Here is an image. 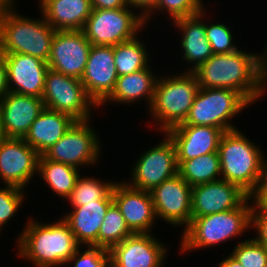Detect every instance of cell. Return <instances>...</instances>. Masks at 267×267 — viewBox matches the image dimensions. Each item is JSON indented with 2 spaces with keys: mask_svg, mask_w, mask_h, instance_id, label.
Segmentation results:
<instances>
[{
  "mask_svg": "<svg viewBox=\"0 0 267 267\" xmlns=\"http://www.w3.org/2000/svg\"><path fill=\"white\" fill-rule=\"evenodd\" d=\"M193 73L199 87L231 89L251 104L265 93L266 81L260 76L258 54L239 49L228 54H213Z\"/></svg>",
  "mask_w": 267,
  "mask_h": 267,
  "instance_id": "1",
  "label": "cell"
},
{
  "mask_svg": "<svg viewBox=\"0 0 267 267\" xmlns=\"http://www.w3.org/2000/svg\"><path fill=\"white\" fill-rule=\"evenodd\" d=\"M27 223L18 238V255L34 267L64 266L81 246L62 218L51 224L31 219Z\"/></svg>",
  "mask_w": 267,
  "mask_h": 267,
  "instance_id": "2",
  "label": "cell"
},
{
  "mask_svg": "<svg viewBox=\"0 0 267 267\" xmlns=\"http://www.w3.org/2000/svg\"><path fill=\"white\" fill-rule=\"evenodd\" d=\"M238 129L224 132L219 141L221 179L251 196L257 189L266 160L260 148Z\"/></svg>",
  "mask_w": 267,
  "mask_h": 267,
  "instance_id": "3",
  "label": "cell"
},
{
  "mask_svg": "<svg viewBox=\"0 0 267 267\" xmlns=\"http://www.w3.org/2000/svg\"><path fill=\"white\" fill-rule=\"evenodd\" d=\"M12 9L13 5L0 13V54H28L47 62L56 30L44 16L33 20Z\"/></svg>",
  "mask_w": 267,
  "mask_h": 267,
  "instance_id": "4",
  "label": "cell"
},
{
  "mask_svg": "<svg viewBox=\"0 0 267 267\" xmlns=\"http://www.w3.org/2000/svg\"><path fill=\"white\" fill-rule=\"evenodd\" d=\"M249 196L238 208L221 213L192 218L184 229L181 251L211 247L240 236L251 227L253 204Z\"/></svg>",
  "mask_w": 267,
  "mask_h": 267,
  "instance_id": "5",
  "label": "cell"
},
{
  "mask_svg": "<svg viewBox=\"0 0 267 267\" xmlns=\"http://www.w3.org/2000/svg\"><path fill=\"white\" fill-rule=\"evenodd\" d=\"M185 72L157 80L149 111L161 132L183 123L193 105L199 84L193 72Z\"/></svg>",
  "mask_w": 267,
  "mask_h": 267,
  "instance_id": "6",
  "label": "cell"
},
{
  "mask_svg": "<svg viewBox=\"0 0 267 267\" xmlns=\"http://www.w3.org/2000/svg\"><path fill=\"white\" fill-rule=\"evenodd\" d=\"M249 105L250 102L234 90L199 87L187 118L178 125L212 126L223 132L235 130L230 119Z\"/></svg>",
  "mask_w": 267,
  "mask_h": 267,
  "instance_id": "7",
  "label": "cell"
},
{
  "mask_svg": "<svg viewBox=\"0 0 267 267\" xmlns=\"http://www.w3.org/2000/svg\"><path fill=\"white\" fill-rule=\"evenodd\" d=\"M92 9L82 29L92 45L114 46L137 36L146 24L144 18L129 9Z\"/></svg>",
  "mask_w": 267,
  "mask_h": 267,
  "instance_id": "8",
  "label": "cell"
},
{
  "mask_svg": "<svg viewBox=\"0 0 267 267\" xmlns=\"http://www.w3.org/2000/svg\"><path fill=\"white\" fill-rule=\"evenodd\" d=\"M42 100L48 109L70 116L75 121L90 118V110L98 107L87 95L79 78L48 69Z\"/></svg>",
  "mask_w": 267,
  "mask_h": 267,
  "instance_id": "9",
  "label": "cell"
},
{
  "mask_svg": "<svg viewBox=\"0 0 267 267\" xmlns=\"http://www.w3.org/2000/svg\"><path fill=\"white\" fill-rule=\"evenodd\" d=\"M89 120L75 121L66 133L43 155L51 161L76 169L99 160L100 141ZM98 159V160H97Z\"/></svg>",
  "mask_w": 267,
  "mask_h": 267,
  "instance_id": "10",
  "label": "cell"
},
{
  "mask_svg": "<svg viewBox=\"0 0 267 267\" xmlns=\"http://www.w3.org/2000/svg\"><path fill=\"white\" fill-rule=\"evenodd\" d=\"M165 136L160 144L145 151L137 159L131 171L132 183H127L129 186L151 191L163 181L178 174L175 145L167 134Z\"/></svg>",
  "mask_w": 267,
  "mask_h": 267,
  "instance_id": "11",
  "label": "cell"
},
{
  "mask_svg": "<svg viewBox=\"0 0 267 267\" xmlns=\"http://www.w3.org/2000/svg\"><path fill=\"white\" fill-rule=\"evenodd\" d=\"M155 214L173 226L189 225L192 220V187L179 175L163 181L150 191Z\"/></svg>",
  "mask_w": 267,
  "mask_h": 267,
  "instance_id": "12",
  "label": "cell"
},
{
  "mask_svg": "<svg viewBox=\"0 0 267 267\" xmlns=\"http://www.w3.org/2000/svg\"><path fill=\"white\" fill-rule=\"evenodd\" d=\"M91 46L82 30L55 31L48 66L66 76L81 79Z\"/></svg>",
  "mask_w": 267,
  "mask_h": 267,
  "instance_id": "13",
  "label": "cell"
},
{
  "mask_svg": "<svg viewBox=\"0 0 267 267\" xmlns=\"http://www.w3.org/2000/svg\"><path fill=\"white\" fill-rule=\"evenodd\" d=\"M114 46L92 45L80 79L87 95L99 107L114 91L117 82Z\"/></svg>",
  "mask_w": 267,
  "mask_h": 267,
  "instance_id": "14",
  "label": "cell"
},
{
  "mask_svg": "<svg viewBox=\"0 0 267 267\" xmlns=\"http://www.w3.org/2000/svg\"><path fill=\"white\" fill-rule=\"evenodd\" d=\"M151 233H133L110 251V267H162L167 250ZM165 257V258H164Z\"/></svg>",
  "mask_w": 267,
  "mask_h": 267,
  "instance_id": "15",
  "label": "cell"
},
{
  "mask_svg": "<svg viewBox=\"0 0 267 267\" xmlns=\"http://www.w3.org/2000/svg\"><path fill=\"white\" fill-rule=\"evenodd\" d=\"M39 156L23 138H6L0 144L1 180L24 189L37 172Z\"/></svg>",
  "mask_w": 267,
  "mask_h": 267,
  "instance_id": "16",
  "label": "cell"
},
{
  "mask_svg": "<svg viewBox=\"0 0 267 267\" xmlns=\"http://www.w3.org/2000/svg\"><path fill=\"white\" fill-rule=\"evenodd\" d=\"M0 55L7 68L9 92L42 98L48 63L28 54Z\"/></svg>",
  "mask_w": 267,
  "mask_h": 267,
  "instance_id": "17",
  "label": "cell"
},
{
  "mask_svg": "<svg viewBox=\"0 0 267 267\" xmlns=\"http://www.w3.org/2000/svg\"><path fill=\"white\" fill-rule=\"evenodd\" d=\"M249 195L238 185L220 179L192 187V218L238 208Z\"/></svg>",
  "mask_w": 267,
  "mask_h": 267,
  "instance_id": "18",
  "label": "cell"
},
{
  "mask_svg": "<svg viewBox=\"0 0 267 267\" xmlns=\"http://www.w3.org/2000/svg\"><path fill=\"white\" fill-rule=\"evenodd\" d=\"M112 196L133 233H150L156 219L150 191L136 189L125 182H116Z\"/></svg>",
  "mask_w": 267,
  "mask_h": 267,
  "instance_id": "19",
  "label": "cell"
},
{
  "mask_svg": "<svg viewBox=\"0 0 267 267\" xmlns=\"http://www.w3.org/2000/svg\"><path fill=\"white\" fill-rule=\"evenodd\" d=\"M223 133L217 127L198 125H176L165 132L175 145L178 167L189 159L218 152Z\"/></svg>",
  "mask_w": 267,
  "mask_h": 267,
  "instance_id": "20",
  "label": "cell"
},
{
  "mask_svg": "<svg viewBox=\"0 0 267 267\" xmlns=\"http://www.w3.org/2000/svg\"><path fill=\"white\" fill-rule=\"evenodd\" d=\"M44 108L42 98L5 94L0 100V117L6 138H24Z\"/></svg>",
  "mask_w": 267,
  "mask_h": 267,
  "instance_id": "21",
  "label": "cell"
},
{
  "mask_svg": "<svg viewBox=\"0 0 267 267\" xmlns=\"http://www.w3.org/2000/svg\"><path fill=\"white\" fill-rule=\"evenodd\" d=\"M113 200H95L83 206L73 207V211L62 218L74 234L76 241L85 246L98 247V232L108 208Z\"/></svg>",
  "mask_w": 267,
  "mask_h": 267,
  "instance_id": "22",
  "label": "cell"
},
{
  "mask_svg": "<svg viewBox=\"0 0 267 267\" xmlns=\"http://www.w3.org/2000/svg\"><path fill=\"white\" fill-rule=\"evenodd\" d=\"M42 16L56 31L82 30L91 15V0H39Z\"/></svg>",
  "mask_w": 267,
  "mask_h": 267,
  "instance_id": "23",
  "label": "cell"
},
{
  "mask_svg": "<svg viewBox=\"0 0 267 267\" xmlns=\"http://www.w3.org/2000/svg\"><path fill=\"white\" fill-rule=\"evenodd\" d=\"M204 14L205 11L202 10L192 16L173 21L174 25L183 32L181 33L183 35L181 50L184 51L182 57L193 64L187 72H193L214 54L206 37L205 23L202 21Z\"/></svg>",
  "mask_w": 267,
  "mask_h": 267,
  "instance_id": "24",
  "label": "cell"
},
{
  "mask_svg": "<svg viewBox=\"0 0 267 267\" xmlns=\"http://www.w3.org/2000/svg\"><path fill=\"white\" fill-rule=\"evenodd\" d=\"M75 122L70 116L44 108L23 138L39 155L47 152Z\"/></svg>",
  "mask_w": 267,
  "mask_h": 267,
  "instance_id": "25",
  "label": "cell"
},
{
  "mask_svg": "<svg viewBox=\"0 0 267 267\" xmlns=\"http://www.w3.org/2000/svg\"><path fill=\"white\" fill-rule=\"evenodd\" d=\"M152 72L148 66L145 69L118 77L114 91L103 103L112 101L126 104L145 98L150 107L158 80Z\"/></svg>",
  "mask_w": 267,
  "mask_h": 267,
  "instance_id": "26",
  "label": "cell"
},
{
  "mask_svg": "<svg viewBox=\"0 0 267 267\" xmlns=\"http://www.w3.org/2000/svg\"><path fill=\"white\" fill-rule=\"evenodd\" d=\"M59 197L67 199L80 176L79 169L70 165L48 160L44 155L38 159L37 174Z\"/></svg>",
  "mask_w": 267,
  "mask_h": 267,
  "instance_id": "27",
  "label": "cell"
},
{
  "mask_svg": "<svg viewBox=\"0 0 267 267\" xmlns=\"http://www.w3.org/2000/svg\"><path fill=\"white\" fill-rule=\"evenodd\" d=\"M178 174L191 186L220 180L221 169L218 152H212L184 161Z\"/></svg>",
  "mask_w": 267,
  "mask_h": 267,
  "instance_id": "28",
  "label": "cell"
},
{
  "mask_svg": "<svg viewBox=\"0 0 267 267\" xmlns=\"http://www.w3.org/2000/svg\"><path fill=\"white\" fill-rule=\"evenodd\" d=\"M143 44L136 36L129 41L114 45V61L118 77L149 66V54Z\"/></svg>",
  "mask_w": 267,
  "mask_h": 267,
  "instance_id": "29",
  "label": "cell"
},
{
  "mask_svg": "<svg viewBox=\"0 0 267 267\" xmlns=\"http://www.w3.org/2000/svg\"><path fill=\"white\" fill-rule=\"evenodd\" d=\"M133 232L127 226L120 209L113 203L107 210L98 232V247L110 250Z\"/></svg>",
  "mask_w": 267,
  "mask_h": 267,
  "instance_id": "30",
  "label": "cell"
},
{
  "mask_svg": "<svg viewBox=\"0 0 267 267\" xmlns=\"http://www.w3.org/2000/svg\"><path fill=\"white\" fill-rule=\"evenodd\" d=\"M115 182H101L95 178L78 177L75 187L67 198L72 207L83 206L95 200H113L112 189Z\"/></svg>",
  "mask_w": 267,
  "mask_h": 267,
  "instance_id": "31",
  "label": "cell"
},
{
  "mask_svg": "<svg viewBox=\"0 0 267 267\" xmlns=\"http://www.w3.org/2000/svg\"><path fill=\"white\" fill-rule=\"evenodd\" d=\"M231 255L243 267H267V248L254 238L241 241Z\"/></svg>",
  "mask_w": 267,
  "mask_h": 267,
  "instance_id": "32",
  "label": "cell"
},
{
  "mask_svg": "<svg viewBox=\"0 0 267 267\" xmlns=\"http://www.w3.org/2000/svg\"><path fill=\"white\" fill-rule=\"evenodd\" d=\"M205 32L214 54H228L238 50L232 43L233 36L227 25L205 23Z\"/></svg>",
  "mask_w": 267,
  "mask_h": 267,
  "instance_id": "33",
  "label": "cell"
},
{
  "mask_svg": "<svg viewBox=\"0 0 267 267\" xmlns=\"http://www.w3.org/2000/svg\"><path fill=\"white\" fill-rule=\"evenodd\" d=\"M23 190L12 185H5L4 188H0V230L4 224L8 223L9 219L14 217L21 206L24 199Z\"/></svg>",
  "mask_w": 267,
  "mask_h": 267,
  "instance_id": "34",
  "label": "cell"
},
{
  "mask_svg": "<svg viewBox=\"0 0 267 267\" xmlns=\"http://www.w3.org/2000/svg\"><path fill=\"white\" fill-rule=\"evenodd\" d=\"M201 0H157L155 11L161 10L168 13L173 21L192 16L204 10Z\"/></svg>",
  "mask_w": 267,
  "mask_h": 267,
  "instance_id": "35",
  "label": "cell"
},
{
  "mask_svg": "<svg viewBox=\"0 0 267 267\" xmlns=\"http://www.w3.org/2000/svg\"><path fill=\"white\" fill-rule=\"evenodd\" d=\"M87 250L78 249L65 265L74 263L73 267H110V251L102 247L87 246Z\"/></svg>",
  "mask_w": 267,
  "mask_h": 267,
  "instance_id": "36",
  "label": "cell"
},
{
  "mask_svg": "<svg viewBox=\"0 0 267 267\" xmlns=\"http://www.w3.org/2000/svg\"><path fill=\"white\" fill-rule=\"evenodd\" d=\"M251 226L258 233L254 239L267 248V207H252Z\"/></svg>",
  "mask_w": 267,
  "mask_h": 267,
  "instance_id": "37",
  "label": "cell"
},
{
  "mask_svg": "<svg viewBox=\"0 0 267 267\" xmlns=\"http://www.w3.org/2000/svg\"><path fill=\"white\" fill-rule=\"evenodd\" d=\"M253 199V207H267V161L265 162L263 174L260 178L256 191L250 196Z\"/></svg>",
  "mask_w": 267,
  "mask_h": 267,
  "instance_id": "38",
  "label": "cell"
},
{
  "mask_svg": "<svg viewBox=\"0 0 267 267\" xmlns=\"http://www.w3.org/2000/svg\"><path fill=\"white\" fill-rule=\"evenodd\" d=\"M128 2V6L130 8H142L140 10H143L140 15L144 18V21L145 22H148V20L150 19V15H152V11L154 9L155 11V5H156V2L157 0H127Z\"/></svg>",
  "mask_w": 267,
  "mask_h": 267,
  "instance_id": "39",
  "label": "cell"
},
{
  "mask_svg": "<svg viewBox=\"0 0 267 267\" xmlns=\"http://www.w3.org/2000/svg\"><path fill=\"white\" fill-rule=\"evenodd\" d=\"M92 9H118L129 7L127 0H91Z\"/></svg>",
  "mask_w": 267,
  "mask_h": 267,
  "instance_id": "40",
  "label": "cell"
},
{
  "mask_svg": "<svg viewBox=\"0 0 267 267\" xmlns=\"http://www.w3.org/2000/svg\"><path fill=\"white\" fill-rule=\"evenodd\" d=\"M9 92L8 82H7V68L3 59L0 55V100L2 97Z\"/></svg>",
  "mask_w": 267,
  "mask_h": 267,
  "instance_id": "41",
  "label": "cell"
},
{
  "mask_svg": "<svg viewBox=\"0 0 267 267\" xmlns=\"http://www.w3.org/2000/svg\"><path fill=\"white\" fill-rule=\"evenodd\" d=\"M265 52H263L262 55L258 56V60H259V72H260V76L261 78L266 82H267V46Z\"/></svg>",
  "mask_w": 267,
  "mask_h": 267,
  "instance_id": "42",
  "label": "cell"
},
{
  "mask_svg": "<svg viewBox=\"0 0 267 267\" xmlns=\"http://www.w3.org/2000/svg\"><path fill=\"white\" fill-rule=\"evenodd\" d=\"M218 267H243L232 255L223 259L219 264Z\"/></svg>",
  "mask_w": 267,
  "mask_h": 267,
  "instance_id": "43",
  "label": "cell"
},
{
  "mask_svg": "<svg viewBox=\"0 0 267 267\" xmlns=\"http://www.w3.org/2000/svg\"><path fill=\"white\" fill-rule=\"evenodd\" d=\"M13 0H0V13L3 12L5 9L13 5Z\"/></svg>",
  "mask_w": 267,
  "mask_h": 267,
  "instance_id": "44",
  "label": "cell"
},
{
  "mask_svg": "<svg viewBox=\"0 0 267 267\" xmlns=\"http://www.w3.org/2000/svg\"><path fill=\"white\" fill-rule=\"evenodd\" d=\"M6 139V136L4 134L3 128H2V122L0 117V144Z\"/></svg>",
  "mask_w": 267,
  "mask_h": 267,
  "instance_id": "45",
  "label": "cell"
}]
</instances>
